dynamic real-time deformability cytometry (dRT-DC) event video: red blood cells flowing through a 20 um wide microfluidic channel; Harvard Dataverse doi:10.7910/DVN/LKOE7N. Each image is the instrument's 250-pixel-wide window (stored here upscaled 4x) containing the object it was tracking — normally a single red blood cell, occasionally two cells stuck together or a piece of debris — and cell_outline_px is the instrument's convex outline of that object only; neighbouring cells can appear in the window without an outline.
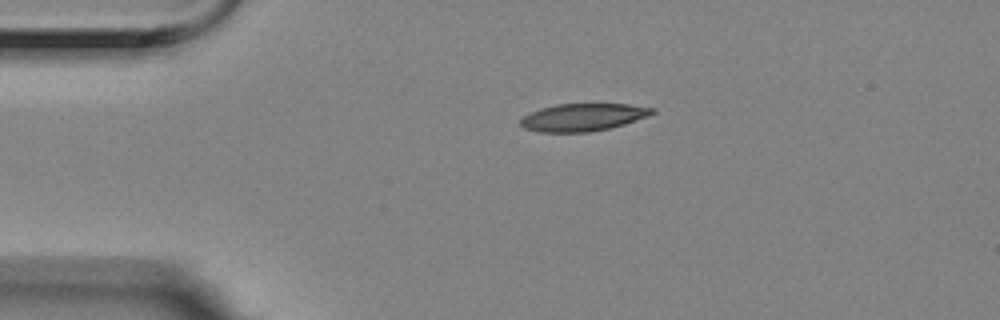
{"species": "Egyptian fruit bat (a non-hibernating species)", "species_latin": "Rousettus aegyptiacus", "temperature_condition": "room temperature", "stored_images_in_passage": 2, "camera_frame_rate_fps": 3000, "um_per_image_px": 0.085, "animal": {"sex": "female"}, "frame": {"image": 1, "passage_image": 1, "time_ms": 0.0, "image_size_px": [1000, 320], "cell_outline_px": [[656, 112], [648, 116], [612, 128], [588, 132], [536, 132], [524, 128], [520, 124], [520, 120], [524, 116], [540, 108], [556, 104], [628, 104], [656, 108]], "centroid_in_image_um": [49.57, 9.97], "position_along_channel_um": 35.4, "area_um2": 21.21}}